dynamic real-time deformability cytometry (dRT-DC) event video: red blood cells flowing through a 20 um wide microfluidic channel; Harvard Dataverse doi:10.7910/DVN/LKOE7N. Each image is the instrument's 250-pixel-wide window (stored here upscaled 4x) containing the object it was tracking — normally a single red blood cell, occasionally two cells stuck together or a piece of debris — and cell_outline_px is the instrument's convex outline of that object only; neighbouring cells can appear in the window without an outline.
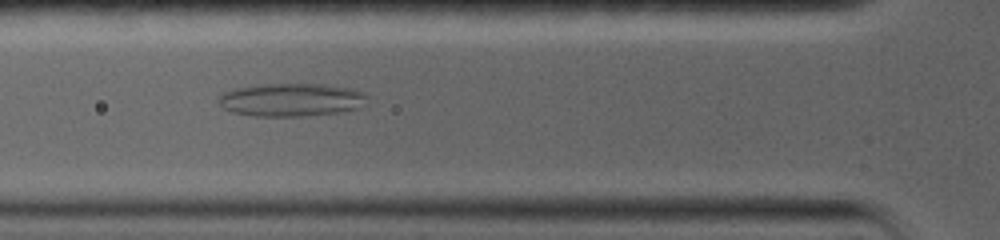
{"species": "common noctule bat (a hibernating species)", "species_latin": "Nyctalus noctula", "temperature_condition": "warm", "stored_images_in_passage": 54, "camera_frame_rate_fps": 5000, "um_per_image_px": 0.085, "animal": {"sex": "female", "body_mass_g": 19.0, "forearm_length_mm": 56.7}, "frame": {"image": 1, "passage_image": 12, "time_ms": 4.4, "image_size_px": [1000, 240], "cell_outline_px": [[368, 96], [356, 108], [336, 112], [304, 116], [252, 116], [232, 112], [224, 108], [216, 100], [220, 92], [236, 88], [260, 84], [324, 84], [352, 88], [364, 92]], "centroid_in_image_um": [24.67, 8.47], "position_along_channel_um": 101.1, "area_um2": 28.67}}
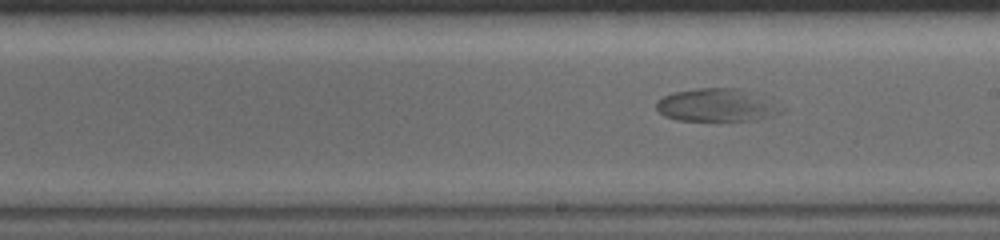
{"frame": {"image": 2, "passage_image": 24, "time_ms": 8.0, "image_size_px": [1000, 240], "cell_outline_px": [[784, 108], [780, 112], [772, 116], [756, 120], [676, 120], [664, 116], [656, 108], [656, 100], [664, 96], [676, 92], [696, 88], [736, 88], [772, 96]], "centroid_in_image_um": [61.02, 8.92], "position_along_channel_um": 228.0, "area_um2": 24.45}}
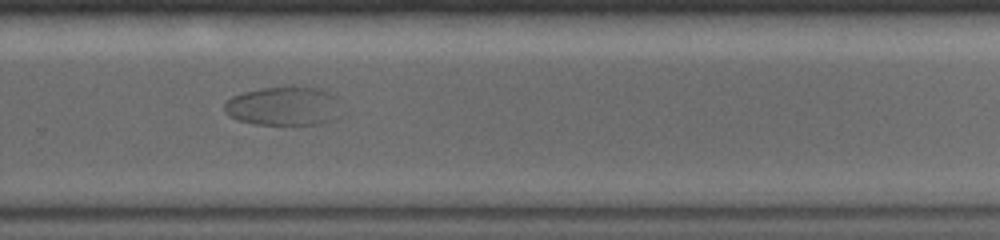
{"frame": {"image": 3, "passage_image": 31, "time_ms": 10.2, "image_size_px": [1000, 240], "cell_outline_px": [[348, 112], [344, 116], [336, 120], [320, 124], [256, 124], [236, 120], [228, 116], [224, 112], [224, 104], [232, 96], [244, 92], [264, 88], [292, 84], [320, 88], [336, 96]], "centroid_in_image_um": [24.26, 9.01], "position_along_channel_um": 305.5, "area_um2": 27.92}}